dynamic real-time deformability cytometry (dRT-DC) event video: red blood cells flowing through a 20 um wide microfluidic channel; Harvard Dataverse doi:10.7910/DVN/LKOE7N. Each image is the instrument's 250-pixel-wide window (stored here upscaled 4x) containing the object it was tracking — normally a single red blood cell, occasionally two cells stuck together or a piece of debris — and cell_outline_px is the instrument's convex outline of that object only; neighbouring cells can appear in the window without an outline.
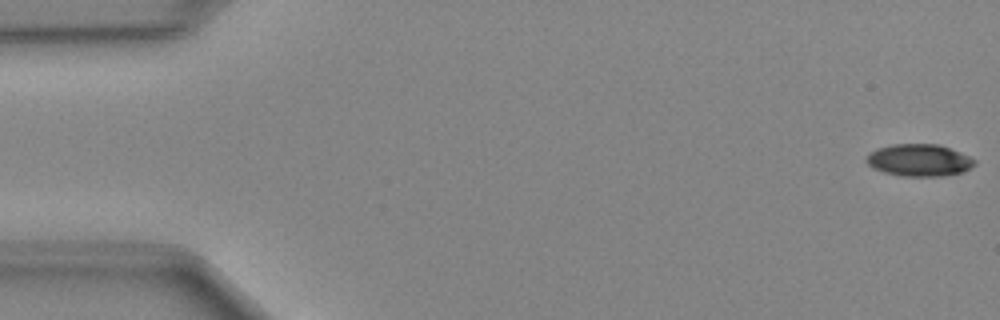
{"species": "Egyptian fruit bat (a non-hibernating species)", "species_latin": "Rousettus aegyptiacus", "temperature_condition": "cold", "stored_images_in_passage": 49, "camera_frame_rate_fps": 3000, "um_per_image_px": 0.085, "animal": {"sex": "female"}, "frame": {"image": 1, "passage_image": 1, "time_ms": 0.0, "image_size_px": [1000, 320], "cell_outline_px": [[976, 164], [964, 172], [940, 176], [900, 176], [884, 172], [872, 168], [864, 160], [876, 148], [892, 144], [936, 144], [960, 152], [976, 160]], "centroid_in_image_um": [78.12, 13.62], "position_along_channel_um": 6.9, "area_um2": 20.23}}
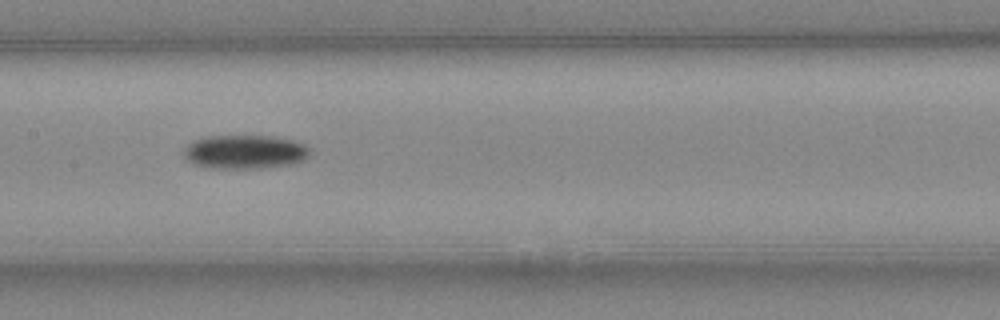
{"frame": {"image": 2, "passage_image": 24, "time_ms": 7.667, "image_size_px": [1000, 320], "cell_outline_px": [[312, 148], [308, 156], [304, 160], [292, 164], [260, 168], [220, 168], [192, 164], [184, 156], [184, 152], [188, 144], [196, 140], [208, 136], [268, 136], [292, 140], [304, 144]], "centroid_in_image_um": [20.86, 12.91], "position_along_channel_um": 186.5, "area_um2": 24.68}}
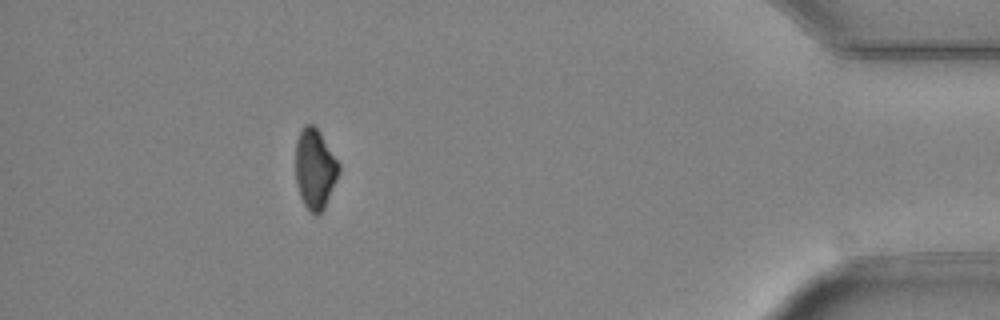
{"frame": {"image": 3, "passage_image": 44, "time_ms": 14.333, "image_size_px": [1000, 320], "cell_outline_px": [[340, 172], [324, 208], [316, 216], [304, 204], [300, 196], [296, 180], [296, 140], [300, 128], [304, 124], [312, 124], [320, 132], [340, 164]], "centroid_in_image_um": [26.77, 14.32], "position_along_channel_um": 408.4, "area_um2": 20.17}}